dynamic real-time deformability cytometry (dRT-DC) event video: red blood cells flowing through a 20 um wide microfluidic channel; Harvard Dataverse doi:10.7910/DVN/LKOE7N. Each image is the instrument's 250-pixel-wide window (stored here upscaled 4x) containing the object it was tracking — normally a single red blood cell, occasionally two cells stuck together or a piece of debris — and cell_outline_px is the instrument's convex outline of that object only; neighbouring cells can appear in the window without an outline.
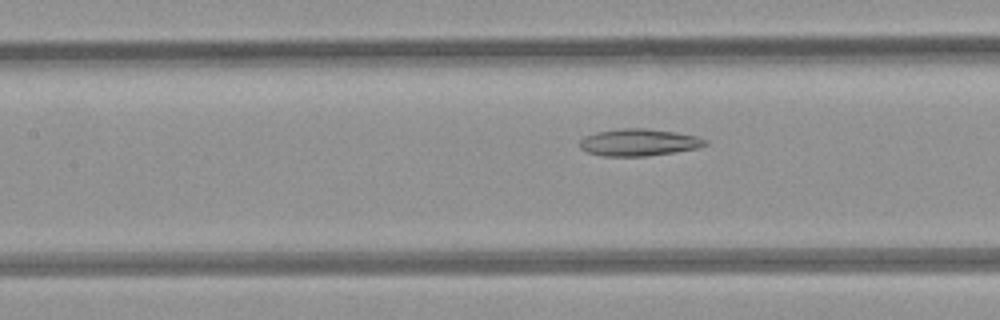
{"species": "common noctule bat (a hibernating species)", "species_latin": "Nyctalus noctula", "temperature_condition": "room temperature", "stored_images_in_passage": 5, "camera_frame_rate_fps": 3000, "um_per_image_px": 0.085, "animal": {"sex": "female", "body_mass_g": 21.9}, "frame": {"image": 1, "passage_image": 5, "time_ms": 4.667, "image_size_px": [1000, 320], "cell_outline_px": [[708, 144], [696, 148], [676, 152], [648, 156], [600, 156], [588, 152], [580, 148], [580, 140], [584, 136], [596, 132], [624, 128], [648, 128], [676, 132], [696, 136], [708, 140]], "centroid_in_image_um": [54.3, 12.1], "position_along_channel_um": 153.1, "area_um2": 19.88}}